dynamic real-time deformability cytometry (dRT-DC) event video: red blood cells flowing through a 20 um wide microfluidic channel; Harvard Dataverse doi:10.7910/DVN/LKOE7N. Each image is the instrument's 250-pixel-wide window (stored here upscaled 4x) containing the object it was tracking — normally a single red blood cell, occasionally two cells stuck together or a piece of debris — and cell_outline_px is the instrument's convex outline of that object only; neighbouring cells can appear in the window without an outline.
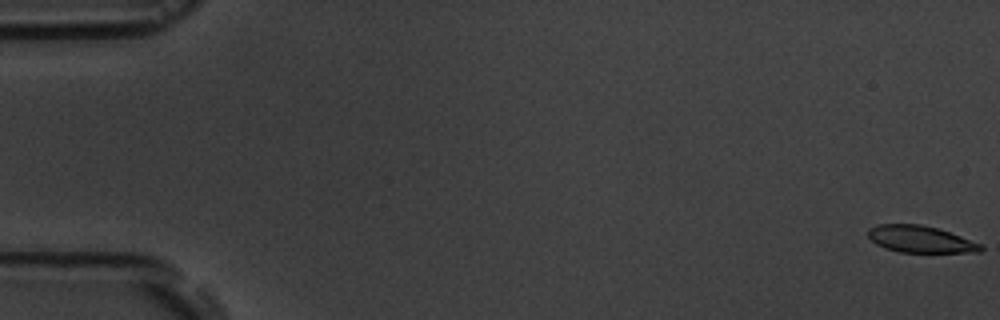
{"species": "common noctule bat (a hibernating species)", "species_latin": "Nyctalus noctula", "temperature_condition": "room temperature", "stored_images_in_passage": 16, "camera_frame_rate_fps": 3000, "um_per_image_px": 0.085, "animal": {"sex": "male", "body_mass_g": 19.5, "forearm_length_mm": 54.6}, "frame": {"image": 1, "passage_image": 1, "time_ms": 0.0, "image_size_px": [1000, 320], "cell_outline_px": [[984, 248], [980, 252], [900, 252], [884, 248], [876, 244], [868, 236], [868, 228], [876, 224], [920, 224], [936, 228], [960, 236], [980, 244]], "centroid_in_image_um": [78.18, 20.33], "position_along_channel_um": 6.8, "area_um2": 17.46}}
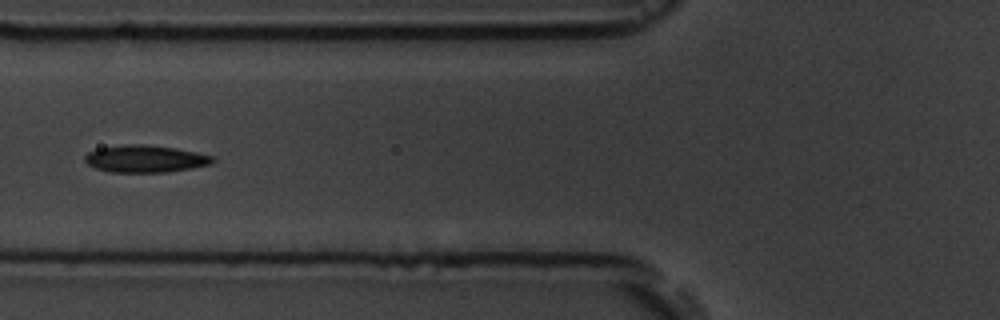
{"frame": {"image": 2, "passage_image": 7, "time_ms": 7.0, "image_size_px": [1000, 320], "cell_outline_px": [[216, 160], [212, 164], [192, 168], [168, 172], [108, 172], [96, 168], [88, 164], [84, 160], [84, 156], [88, 152], [96, 148], [124, 144], [144, 144], [176, 148], [196, 152], [212, 156]], "centroid_in_image_um": [12.33, 13.49], "position_along_channel_um": 113.5, "area_um2": 20.46}}
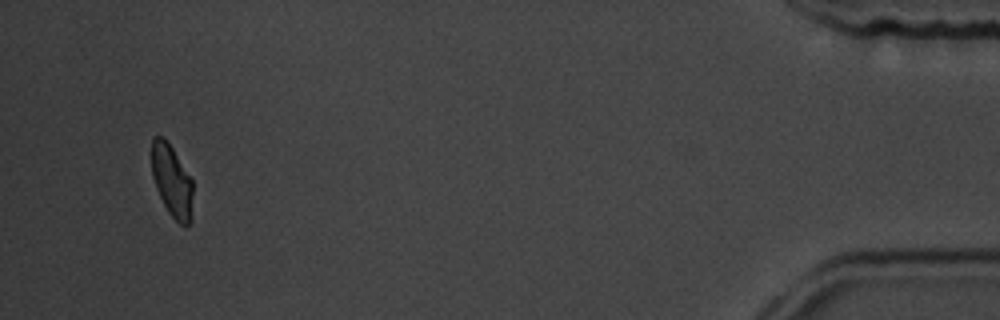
{"frame": {"image": 3, "passage_image": 16, "time_ms": 17.333, "image_size_px": [1000, 320], "cell_outline_px": [[192, 220], [188, 224], [180, 224], [168, 212], [156, 188], [152, 176], [152, 136], [164, 136], [172, 148], [192, 180]], "centroid_in_image_um": [14.6, 15.37], "position_along_channel_um": 420.6, "area_um2": 17.17}, "authors_computed_cell_mechanics": {"area_um2": 19.3052, "velocity_mm_per_s": 3.7218, "shape_relaxation_time_tau1_ms": 8.1753, "shape_relaxation_time_tau2_ms": null, "deformation_change_tau1": 0.1392, "deformation_change_tau2": null}}